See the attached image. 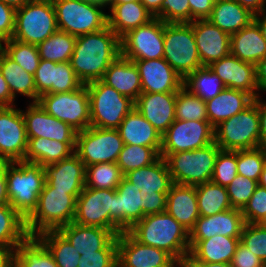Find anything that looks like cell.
I'll return each instance as SVG.
<instances>
[{
	"mask_svg": "<svg viewBox=\"0 0 266 267\" xmlns=\"http://www.w3.org/2000/svg\"><path fill=\"white\" fill-rule=\"evenodd\" d=\"M28 238L25 219L10 204L0 206V245L18 248Z\"/></svg>",
	"mask_w": 266,
	"mask_h": 267,
	"instance_id": "40",
	"label": "cell"
},
{
	"mask_svg": "<svg viewBox=\"0 0 266 267\" xmlns=\"http://www.w3.org/2000/svg\"><path fill=\"white\" fill-rule=\"evenodd\" d=\"M240 242L263 262L266 261V228L257 223H245Z\"/></svg>",
	"mask_w": 266,
	"mask_h": 267,
	"instance_id": "51",
	"label": "cell"
},
{
	"mask_svg": "<svg viewBox=\"0 0 266 267\" xmlns=\"http://www.w3.org/2000/svg\"><path fill=\"white\" fill-rule=\"evenodd\" d=\"M220 150L221 148L213 142L192 151L169 154L165 161L173 183L198 186L211 181Z\"/></svg>",
	"mask_w": 266,
	"mask_h": 267,
	"instance_id": "6",
	"label": "cell"
},
{
	"mask_svg": "<svg viewBox=\"0 0 266 267\" xmlns=\"http://www.w3.org/2000/svg\"><path fill=\"white\" fill-rule=\"evenodd\" d=\"M0 70L14 99L19 93L32 99V103H37L39 96L34 83V75L23 70L2 50H0Z\"/></svg>",
	"mask_w": 266,
	"mask_h": 267,
	"instance_id": "37",
	"label": "cell"
},
{
	"mask_svg": "<svg viewBox=\"0 0 266 267\" xmlns=\"http://www.w3.org/2000/svg\"><path fill=\"white\" fill-rule=\"evenodd\" d=\"M27 138H47L63 143H76L77 131L67 123L48 114L38 103H29L21 110Z\"/></svg>",
	"mask_w": 266,
	"mask_h": 267,
	"instance_id": "18",
	"label": "cell"
},
{
	"mask_svg": "<svg viewBox=\"0 0 266 267\" xmlns=\"http://www.w3.org/2000/svg\"><path fill=\"white\" fill-rule=\"evenodd\" d=\"M138 195L139 205L143 210V217L166 211L167 193L138 190Z\"/></svg>",
	"mask_w": 266,
	"mask_h": 267,
	"instance_id": "56",
	"label": "cell"
},
{
	"mask_svg": "<svg viewBox=\"0 0 266 267\" xmlns=\"http://www.w3.org/2000/svg\"><path fill=\"white\" fill-rule=\"evenodd\" d=\"M262 267H266V261L263 262V266Z\"/></svg>",
	"mask_w": 266,
	"mask_h": 267,
	"instance_id": "76",
	"label": "cell"
},
{
	"mask_svg": "<svg viewBox=\"0 0 266 267\" xmlns=\"http://www.w3.org/2000/svg\"><path fill=\"white\" fill-rule=\"evenodd\" d=\"M35 238L50 252L57 267H78L81 255L58 230L42 232Z\"/></svg>",
	"mask_w": 266,
	"mask_h": 267,
	"instance_id": "38",
	"label": "cell"
},
{
	"mask_svg": "<svg viewBox=\"0 0 266 267\" xmlns=\"http://www.w3.org/2000/svg\"><path fill=\"white\" fill-rule=\"evenodd\" d=\"M14 267H57V265L50 252L35 237H29L15 250Z\"/></svg>",
	"mask_w": 266,
	"mask_h": 267,
	"instance_id": "43",
	"label": "cell"
},
{
	"mask_svg": "<svg viewBox=\"0 0 266 267\" xmlns=\"http://www.w3.org/2000/svg\"><path fill=\"white\" fill-rule=\"evenodd\" d=\"M58 30L51 0H31L15 12L12 39L38 45Z\"/></svg>",
	"mask_w": 266,
	"mask_h": 267,
	"instance_id": "8",
	"label": "cell"
},
{
	"mask_svg": "<svg viewBox=\"0 0 266 267\" xmlns=\"http://www.w3.org/2000/svg\"><path fill=\"white\" fill-rule=\"evenodd\" d=\"M118 267H181L166 251L137 241L128 231L117 236Z\"/></svg>",
	"mask_w": 266,
	"mask_h": 267,
	"instance_id": "16",
	"label": "cell"
},
{
	"mask_svg": "<svg viewBox=\"0 0 266 267\" xmlns=\"http://www.w3.org/2000/svg\"><path fill=\"white\" fill-rule=\"evenodd\" d=\"M254 20L259 24L263 38L266 41V12L254 15Z\"/></svg>",
	"mask_w": 266,
	"mask_h": 267,
	"instance_id": "69",
	"label": "cell"
},
{
	"mask_svg": "<svg viewBox=\"0 0 266 267\" xmlns=\"http://www.w3.org/2000/svg\"><path fill=\"white\" fill-rule=\"evenodd\" d=\"M254 97L246 91L225 88L206 102L208 121L213 127L247 108Z\"/></svg>",
	"mask_w": 266,
	"mask_h": 267,
	"instance_id": "31",
	"label": "cell"
},
{
	"mask_svg": "<svg viewBox=\"0 0 266 267\" xmlns=\"http://www.w3.org/2000/svg\"><path fill=\"white\" fill-rule=\"evenodd\" d=\"M107 14L108 27L121 39L129 31L153 20L154 15L139 1L115 4Z\"/></svg>",
	"mask_w": 266,
	"mask_h": 267,
	"instance_id": "33",
	"label": "cell"
},
{
	"mask_svg": "<svg viewBox=\"0 0 266 267\" xmlns=\"http://www.w3.org/2000/svg\"><path fill=\"white\" fill-rule=\"evenodd\" d=\"M191 10V22L198 19H207L216 0H188Z\"/></svg>",
	"mask_w": 266,
	"mask_h": 267,
	"instance_id": "60",
	"label": "cell"
},
{
	"mask_svg": "<svg viewBox=\"0 0 266 267\" xmlns=\"http://www.w3.org/2000/svg\"><path fill=\"white\" fill-rule=\"evenodd\" d=\"M2 43H4V41L0 38V50H2V48H3V44Z\"/></svg>",
	"mask_w": 266,
	"mask_h": 267,
	"instance_id": "75",
	"label": "cell"
},
{
	"mask_svg": "<svg viewBox=\"0 0 266 267\" xmlns=\"http://www.w3.org/2000/svg\"><path fill=\"white\" fill-rule=\"evenodd\" d=\"M124 177L138 190L157 193H168L173 184L168 165L163 157L148 166L126 173Z\"/></svg>",
	"mask_w": 266,
	"mask_h": 267,
	"instance_id": "34",
	"label": "cell"
},
{
	"mask_svg": "<svg viewBox=\"0 0 266 267\" xmlns=\"http://www.w3.org/2000/svg\"><path fill=\"white\" fill-rule=\"evenodd\" d=\"M160 151L161 148L124 144L116 164L125 175L132 170L156 162L160 158Z\"/></svg>",
	"mask_w": 266,
	"mask_h": 267,
	"instance_id": "44",
	"label": "cell"
},
{
	"mask_svg": "<svg viewBox=\"0 0 266 267\" xmlns=\"http://www.w3.org/2000/svg\"><path fill=\"white\" fill-rule=\"evenodd\" d=\"M6 173L7 161L0 160V206L9 204V199L7 196Z\"/></svg>",
	"mask_w": 266,
	"mask_h": 267,
	"instance_id": "62",
	"label": "cell"
},
{
	"mask_svg": "<svg viewBox=\"0 0 266 267\" xmlns=\"http://www.w3.org/2000/svg\"><path fill=\"white\" fill-rule=\"evenodd\" d=\"M117 130L124 144L162 147V136L135 108L125 116Z\"/></svg>",
	"mask_w": 266,
	"mask_h": 267,
	"instance_id": "32",
	"label": "cell"
},
{
	"mask_svg": "<svg viewBox=\"0 0 266 267\" xmlns=\"http://www.w3.org/2000/svg\"><path fill=\"white\" fill-rule=\"evenodd\" d=\"M78 267H118L117 248H103L80 256Z\"/></svg>",
	"mask_w": 266,
	"mask_h": 267,
	"instance_id": "55",
	"label": "cell"
},
{
	"mask_svg": "<svg viewBox=\"0 0 266 267\" xmlns=\"http://www.w3.org/2000/svg\"><path fill=\"white\" fill-rule=\"evenodd\" d=\"M230 54L256 65L266 56V41L259 24L252 20L246 27L230 35Z\"/></svg>",
	"mask_w": 266,
	"mask_h": 267,
	"instance_id": "30",
	"label": "cell"
},
{
	"mask_svg": "<svg viewBox=\"0 0 266 267\" xmlns=\"http://www.w3.org/2000/svg\"><path fill=\"white\" fill-rule=\"evenodd\" d=\"M256 82L259 91H266V56L255 65Z\"/></svg>",
	"mask_w": 266,
	"mask_h": 267,
	"instance_id": "65",
	"label": "cell"
},
{
	"mask_svg": "<svg viewBox=\"0 0 266 267\" xmlns=\"http://www.w3.org/2000/svg\"><path fill=\"white\" fill-rule=\"evenodd\" d=\"M15 99L12 97L8 84L6 83L0 70V107L14 106Z\"/></svg>",
	"mask_w": 266,
	"mask_h": 267,
	"instance_id": "63",
	"label": "cell"
},
{
	"mask_svg": "<svg viewBox=\"0 0 266 267\" xmlns=\"http://www.w3.org/2000/svg\"><path fill=\"white\" fill-rule=\"evenodd\" d=\"M208 67L222 80L226 88L246 91L254 98L259 96L254 64L229 54Z\"/></svg>",
	"mask_w": 266,
	"mask_h": 267,
	"instance_id": "21",
	"label": "cell"
},
{
	"mask_svg": "<svg viewBox=\"0 0 266 267\" xmlns=\"http://www.w3.org/2000/svg\"><path fill=\"white\" fill-rule=\"evenodd\" d=\"M76 143H63L47 138H28L24 161L41 166L51 165L69 158Z\"/></svg>",
	"mask_w": 266,
	"mask_h": 267,
	"instance_id": "36",
	"label": "cell"
},
{
	"mask_svg": "<svg viewBox=\"0 0 266 267\" xmlns=\"http://www.w3.org/2000/svg\"><path fill=\"white\" fill-rule=\"evenodd\" d=\"M181 267H232L231 263L183 262Z\"/></svg>",
	"mask_w": 266,
	"mask_h": 267,
	"instance_id": "68",
	"label": "cell"
},
{
	"mask_svg": "<svg viewBox=\"0 0 266 267\" xmlns=\"http://www.w3.org/2000/svg\"><path fill=\"white\" fill-rule=\"evenodd\" d=\"M183 87L204 102L213 99L226 88L222 80L208 66L199 67L183 79Z\"/></svg>",
	"mask_w": 266,
	"mask_h": 267,
	"instance_id": "39",
	"label": "cell"
},
{
	"mask_svg": "<svg viewBox=\"0 0 266 267\" xmlns=\"http://www.w3.org/2000/svg\"><path fill=\"white\" fill-rule=\"evenodd\" d=\"M214 142L225 151L260 147L258 97L247 108L214 127Z\"/></svg>",
	"mask_w": 266,
	"mask_h": 267,
	"instance_id": "5",
	"label": "cell"
},
{
	"mask_svg": "<svg viewBox=\"0 0 266 267\" xmlns=\"http://www.w3.org/2000/svg\"><path fill=\"white\" fill-rule=\"evenodd\" d=\"M254 15L266 12V0H235Z\"/></svg>",
	"mask_w": 266,
	"mask_h": 267,
	"instance_id": "64",
	"label": "cell"
},
{
	"mask_svg": "<svg viewBox=\"0 0 266 267\" xmlns=\"http://www.w3.org/2000/svg\"><path fill=\"white\" fill-rule=\"evenodd\" d=\"M90 100V126L117 129L135 107L134 101L123 96L102 80L86 85Z\"/></svg>",
	"mask_w": 266,
	"mask_h": 267,
	"instance_id": "7",
	"label": "cell"
},
{
	"mask_svg": "<svg viewBox=\"0 0 266 267\" xmlns=\"http://www.w3.org/2000/svg\"><path fill=\"white\" fill-rule=\"evenodd\" d=\"M257 224L263 228H266V213Z\"/></svg>",
	"mask_w": 266,
	"mask_h": 267,
	"instance_id": "74",
	"label": "cell"
},
{
	"mask_svg": "<svg viewBox=\"0 0 266 267\" xmlns=\"http://www.w3.org/2000/svg\"><path fill=\"white\" fill-rule=\"evenodd\" d=\"M163 58L182 79L199 67H202L193 33L192 22H164Z\"/></svg>",
	"mask_w": 266,
	"mask_h": 267,
	"instance_id": "9",
	"label": "cell"
},
{
	"mask_svg": "<svg viewBox=\"0 0 266 267\" xmlns=\"http://www.w3.org/2000/svg\"><path fill=\"white\" fill-rule=\"evenodd\" d=\"M128 232L140 243L166 251L180 265L189 255V231L166 211L145 215Z\"/></svg>",
	"mask_w": 266,
	"mask_h": 267,
	"instance_id": "2",
	"label": "cell"
},
{
	"mask_svg": "<svg viewBox=\"0 0 266 267\" xmlns=\"http://www.w3.org/2000/svg\"><path fill=\"white\" fill-rule=\"evenodd\" d=\"M237 175V151L220 150L215 160L211 181L226 187Z\"/></svg>",
	"mask_w": 266,
	"mask_h": 267,
	"instance_id": "49",
	"label": "cell"
},
{
	"mask_svg": "<svg viewBox=\"0 0 266 267\" xmlns=\"http://www.w3.org/2000/svg\"><path fill=\"white\" fill-rule=\"evenodd\" d=\"M258 112L260 122V147H266V101L258 96Z\"/></svg>",
	"mask_w": 266,
	"mask_h": 267,
	"instance_id": "61",
	"label": "cell"
},
{
	"mask_svg": "<svg viewBox=\"0 0 266 267\" xmlns=\"http://www.w3.org/2000/svg\"><path fill=\"white\" fill-rule=\"evenodd\" d=\"M140 2L154 15V17H157L161 13L163 0H140Z\"/></svg>",
	"mask_w": 266,
	"mask_h": 267,
	"instance_id": "67",
	"label": "cell"
},
{
	"mask_svg": "<svg viewBox=\"0 0 266 267\" xmlns=\"http://www.w3.org/2000/svg\"><path fill=\"white\" fill-rule=\"evenodd\" d=\"M43 169L45 182L56 190L67 191L76 199L85 187L86 166L75 153L57 163L43 166Z\"/></svg>",
	"mask_w": 266,
	"mask_h": 267,
	"instance_id": "24",
	"label": "cell"
},
{
	"mask_svg": "<svg viewBox=\"0 0 266 267\" xmlns=\"http://www.w3.org/2000/svg\"><path fill=\"white\" fill-rule=\"evenodd\" d=\"M58 30L73 36L95 33L108 26L103 7L79 0H51Z\"/></svg>",
	"mask_w": 266,
	"mask_h": 267,
	"instance_id": "10",
	"label": "cell"
},
{
	"mask_svg": "<svg viewBox=\"0 0 266 267\" xmlns=\"http://www.w3.org/2000/svg\"><path fill=\"white\" fill-rule=\"evenodd\" d=\"M75 212L76 198L45 182L36 209L25 220L27 234L29 237H36L45 231L58 230L73 222Z\"/></svg>",
	"mask_w": 266,
	"mask_h": 267,
	"instance_id": "3",
	"label": "cell"
},
{
	"mask_svg": "<svg viewBox=\"0 0 266 267\" xmlns=\"http://www.w3.org/2000/svg\"><path fill=\"white\" fill-rule=\"evenodd\" d=\"M124 175L116 163L86 166L85 186L96 189H117Z\"/></svg>",
	"mask_w": 266,
	"mask_h": 267,
	"instance_id": "45",
	"label": "cell"
},
{
	"mask_svg": "<svg viewBox=\"0 0 266 267\" xmlns=\"http://www.w3.org/2000/svg\"><path fill=\"white\" fill-rule=\"evenodd\" d=\"M257 186L258 181L238 174L232 182L226 186L232 208L242 210L255 192Z\"/></svg>",
	"mask_w": 266,
	"mask_h": 267,
	"instance_id": "50",
	"label": "cell"
},
{
	"mask_svg": "<svg viewBox=\"0 0 266 267\" xmlns=\"http://www.w3.org/2000/svg\"><path fill=\"white\" fill-rule=\"evenodd\" d=\"M124 146L117 129L88 127L77 132L74 153L89 166L98 163H116Z\"/></svg>",
	"mask_w": 266,
	"mask_h": 267,
	"instance_id": "12",
	"label": "cell"
},
{
	"mask_svg": "<svg viewBox=\"0 0 266 267\" xmlns=\"http://www.w3.org/2000/svg\"><path fill=\"white\" fill-rule=\"evenodd\" d=\"M115 194L116 189H96L85 186L76 199L73 222L112 230Z\"/></svg>",
	"mask_w": 266,
	"mask_h": 267,
	"instance_id": "15",
	"label": "cell"
},
{
	"mask_svg": "<svg viewBox=\"0 0 266 267\" xmlns=\"http://www.w3.org/2000/svg\"><path fill=\"white\" fill-rule=\"evenodd\" d=\"M266 163V151L263 147L237 151V171L239 175L259 181Z\"/></svg>",
	"mask_w": 266,
	"mask_h": 267,
	"instance_id": "48",
	"label": "cell"
},
{
	"mask_svg": "<svg viewBox=\"0 0 266 267\" xmlns=\"http://www.w3.org/2000/svg\"><path fill=\"white\" fill-rule=\"evenodd\" d=\"M214 142V127L209 121L175 120L162 135L160 157L192 151Z\"/></svg>",
	"mask_w": 266,
	"mask_h": 267,
	"instance_id": "13",
	"label": "cell"
},
{
	"mask_svg": "<svg viewBox=\"0 0 266 267\" xmlns=\"http://www.w3.org/2000/svg\"><path fill=\"white\" fill-rule=\"evenodd\" d=\"M79 1H83V2H89L91 4H95L101 7H107L109 6L110 0H79Z\"/></svg>",
	"mask_w": 266,
	"mask_h": 267,
	"instance_id": "71",
	"label": "cell"
},
{
	"mask_svg": "<svg viewBox=\"0 0 266 267\" xmlns=\"http://www.w3.org/2000/svg\"><path fill=\"white\" fill-rule=\"evenodd\" d=\"M28 138L22 111L14 106L0 107V160L24 161Z\"/></svg>",
	"mask_w": 266,
	"mask_h": 267,
	"instance_id": "17",
	"label": "cell"
},
{
	"mask_svg": "<svg viewBox=\"0 0 266 267\" xmlns=\"http://www.w3.org/2000/svg\"><path fill=\"white\" fill-rule=\"evenodd\" d=\"M176 120L208 121L206 102L182 87L175 102Z\"/></svg>",
	"mask_w": 266,
	"mask_h": 267,
	"instance_id": "47",
	"label": "cell"
},
{
	"mask_svg": "<svg viewBox=\"0 0 266 267\" xmlns=\"http://www.w3.org/2000/svg\"><path fill=\"white\" fill-rule=\"evenodd\" d=\"M16 249L0 245V267H14V254Z\"/></svg>",
	"mask_w": 266,
	"mask_h": 267,
	"instance_id": "66",
	"label": "cell"
},
{
	"mask_svg": "<svg viewBox=\"0 0 266 267\" xmlns=\"http://www.w3.org/2000/svg\"><path fill=\"white\" fill-rule=\"evenodd\" d=\"M232 267H262L263 261L239 242L231 261Z\"/></svg>",
	"mask_w": 266,
	"mask_h": 267,
	"instance_id": "59",
	"label": "cell"
},
{
	"mask_svg": "<svg viewBox=\"0 0 266 267\" xmlns=\"http://www.w3.org/2000/svg\"><path fill=\"white\" fill-rule=\"evenodd\" d=\"M6 183L9 204L26 220L36 209L45 184L43 166L26 161H7Z\"/></svg>",
	"mask_w": 266,
	"mask_h": 267,
	"instance_id": "4",
	"label": "cell"
},
{
	"mask_svg": "<svg viewBox=\"0 0 266 267\" xmlns=\"http://www.w3.org/2000/svg\"><path fill=\"white\" fill-rule=\"evenodd\" d=\"M58 231L76 248L80 255L94 253L103 248H117L119 234L115 230L71 222L60 227Z\"/></svg>",
	"mask_w": 266,
	"mask_h": 267,
	"instance_id": "22",
	"label": "cell"
},
{
	"mask_svg": "<svg viewBox=\"0 0 266 267\" xmlns=\"http://www.w3.org/2000/svg\"><path fill=\"white\" fill-rule=\"evenodd\" d=\"M258 185H260L261 187L266 188V163L264 165L263 171L260 175L259 181H258Z\"/></svg>",
	"mask_w": 266,
	"mask_h": 267,
	"instance_id": "72",
	"label": "cell"
},
{
	"mask_svg": "<svg viewBox=\"0 0 266 267\" xmlns=\"http://www.w3.org/2000/svg\"><path fill=\"white\" fill-rule=\"evenodd\" d=\"M241 211L245 223H258L266 213V188L258 185Z\"/></svg>",
	"mask_w": 266,
	"mask_h": 267,
	"instance_id": "54",
	"label": "cell"
},
{
	"mask_svg": "<svg viewBox=\"0 0 266 267\" xmlns=\"http://www.w3.org/2000/svg\"><path fill=\"white\" fill-rule=\"evenodd\" d=\"M101 80L134 102L142 93L140 75L135 62L122 55L109 65Z\"/></svg>",
	"mask_w": 266,
	"mask_h": 267,
	"instance_id": "28",
	"label": "cell"
},
{
	"mask_svg": "<svg viewBox=\"0 0 266 267\" xmlns=\"http://www.w3.org/2000/svg\"><path fill=\"white\" fill-rule=\"evenodd\" d=\"M83 85L70 62L56 63V67H53V93L71 92Z\"/></svg>",
	"mask_w": 266,
	"mask_h": 267,
	"instance_id": "52",
	"label": "cell"
},
{
	"mask_svg": "<svg viewBox=\"0 0 266 267\" xmlns=\"http://www.w3.org/2000/svg\"><path fill=\"white\" fill-rule=\"evenodd\" d=\"M4 45L2 51L10 59L18 63L26 72L35 75L41 60L36 45L15 39L5 40Z\"/></svg>",
	"mask_w": 266,
	"mask_h": 267,
	"instance_id": "46",
	"label": "cell"
},
{
	"mask_svg": "<svg viewBox=\"0 0 266 267\" xmlns=\"http://www.w3.org/2000/svg\"><path fill=\"white\" fill-rule=\"evenodd\" d=\"M76 36L57 30L37 45L41 59L56 63L70 62L75 48Z\"/></svg>",
	"mask_w": 266,
	"mask_h": 267,
	"instance_id": "42",
	"label": "cell"
},
{
	"mask_svg": "<svg viewBox=\"0 0 266 267\" xmlns=\"http://www.w3.org/2000/svg\"><path fill=\"white\" fill-rule=\"evenodd\" d=\"M121 55L130 60H154L164 57V22L154 18L129 31L120 39Z\"/></svg>",
	"mask_w": 266,
	"mask_h": 267,
	"instance_id": "14",
	"label": "cell"
},
{
	"mask_svg": "<svg viewBox=\"0 0 266 267\" xmlns=\"http://www.w3.org/2000/svg\"><path fill=\"white\" fill-rule=\"evenodd\" d=\"M53 67H56V62L43 59L39 62L34 75V83L39 97L46 93H53Z\"/></svg>",
	"mask_w": 266,
	"mask_h": 267,
	"instance_id": "57",
	"label": "cell"
},
{
	"mask_svg": "<svg viewBox=\"0 0 266 267\" xmlns=\"http://www.w3.org/2000/svg\"><path fill=\"white\" fill-rule=\"evenodd\" d=\"M192 28L202 66H209L230 54V35L208 19L194 20Z\"/></svg>",
	"mask_w": 266,
	"mask_h": 267,
	"instance_id": "20",
	"label": "cell"
},
{
	"mask_svg": "<svg viewBox=\"0 0 266 267\" xmlns=\"http://www.w3.org/2000/svg\"><path fill=\"white\" fill-rule=\"evenodd\" d=\"M189 241V255L183 262L231 263L240 237L218 234L209 239Z\"/></svg>",
	"mask_w": 266,
	"mask_h": 267,
	"instance_id": "27",
	"label": "cell"
},
{
	"mask_svg": "<svg viewBox=\"0 0 266 267\" xmlns=\"http://www.w3.org/2000/svg\"><path fill=\"white\" fill-rule=\"evenodd\" d=\"M166 212L190 232L200 217L196 186L173 183L167 193Z\"/></svg>",
	"mask_w": 266,
	"mask_h": 267,
	"instance_id": "29",
	"label": "cell"
},
{
	"mask_svg": "<svg viewBox=\"0 0 266 267\" xmlns=\"http://www.w3.org/2000/svg\"><path fill=\"white\" fill-rule=\"evenodd\" d=\"M143 218V210L139 205L138 189L123 177L114 195V211H112V230L118 234L128 231Z\"/></svg>",
	"mask_w": 266,
	"mask_h": 267,
	"instance_id": "26",
	"label": "cell"
},
{
	"mask_svg": "<svg viewBox=\"0 0 266 267\" xmlns=\"http://www.w3.org/2000/svg\"><path fill=\"white\" fill-rule=\"evenodd\" d=\"M6 5L14 8L15 10L19 9L23 5H25L27 2L31 0H2Z\"/></svg>",
	"mask_w": 266,
	"mask_h": 267,
	"instance_id": "70",
	"label": "cell"
},
{
	"mask_svg": "<svg viewBox=\"0 0 266 267\" xmlns=\"http://www.w3.org/2000/svg\"><path fill=\"white\" fill-rule=\"evenodd\" d=\"M16 10L0 0V38L5 41L12 39L15 28Z\"/></svg>",
	"mask_w": 266,
	"mask_h": 267,
	"instance_id": "58",
	"label": "cell"
},
{
	"mask_svg": "<svg viewBox=\"0 0 266 267\" xmlns=\"http://www.w3.org/2000/svg\"><path fill=\"white\" fill-rule=\"evenodd\" d=\"M165 23H191L188 0H163L161 13L156 17Z\"/></svg>",
	"mask_w": 266,
	"mask_h": 267,
	"instance_id": "53",
	"label": "cell"
},
{
	"mask_svg": "<svg viewBox=\"0 0 266 267\" xmlns=\"http://www.w3.org/2000/svg\"><path fill=\"white\" fill-rule=\"evenodd\" d=\"M196 194L200 216H211L232 209L224 186L212 181L205 182L196 186Z\"/></svg>",
	"mask_w": 266,
	"mask_h": 267,
	"instance_id": "41",
	"label": "cell"
},
{
	"mask_svg": "<svg viewBox=\"0 0 266 267\" xmlns=\"http://www.w3.org/2000/svg\"><path fill=\"white\" fill-rule=\"evenodd\" d=\"M207 19L222 31L232 35L254 20V14L235 0H216Z\"/></svg>",
	"mask_w": 266,
	"mask_h": 267,
	"instance_id": "35",
	"label": "cell"
},
{
	"mask_svg": "<svg viewBox=\"0 0 266 267\" xmlns=\"http://www.w3.org/2000/svg\"><path fill=\"white\" fill-rule=\"evenodd\" d=\"M132 61L139 71L142 93L178 92L183 87V79L164 58Z\"/></svg>",
	"mask_w": 266,
	"mask_h": 267,
	"instance_id": "19",
	"label": "cell"
},
{
	"mask_svg": "<svg viewBox=\"0 0 266 267\" xmlns=\"http://www.w3.org/2000/svg\"><path fill=\"white\" fill-rule=\"evenodd\" d=\"M131 1H139V0H110L108 8L111 9L115 4L127 3Z\"/></svg>",
	"mask_w": 266,
	"mask_h": 267,
	"instance_id": "73",
	"label": "cell"
},
{
	"mask_svg": "<svg viewBox=\"0 0 266 267\" xmlns=\"http://www.w3.org/2000/svg\"><path fill=\"white\" fill-rule=\"evenodd\" d=\"M245 221L242 211L232 208L211 216H200L189 232V240L209 239L214 235L241 237Z\"/></svg>",
	"mask_w": 266,
	"mask_h": 267,
	"instance_id": "25",
	"label": "cell"
},
{
	"mask_svg": "<svg viewBox=\"0 0 266 267\" xmlns=\"http://www.w3.org/2000/svg\"><path fill=\"white\" fill-rule=\"evenodd\" d=\"M177 92L141 93L134 102L135 109L154 126L162 136L175 118Z\"/></svg>",
	"mask_w": 266,
	"mask_h": 267,
	"instance_id": "23",
	"label": "cell"
},
{
	"mask_svg": "<svg viewBox=\"0 0 266 267\" xmlns=\"http://www.w3.org/2000/svg\"><path fill=\"white\" fill-rule=\"evenodd\" d=\"M121 55L120 38L108 26L76 37L70 64L84 85L103 78L109 65Z\"/></svg>",
	"mask_w": 266,
	"mask_h": 267,
	"instance_id": "1",
	"label": "cell"
},
{
	"mask_svg": "<svg viewBox=\"0 0 266 267\" xmlns=\"http://www.w3.org/2000/svg\"><path fill=\"white\" fill-rule=\"evenodd\" d=\"M37 103L48 114L77 132L90 127V100L86 85L71 92L43 94Z\"/></svg>",
	"mask_w": 266,
	"mask_h": 267,
	"instance_id": "11",
	"label": "cell"
}]
</instances>
